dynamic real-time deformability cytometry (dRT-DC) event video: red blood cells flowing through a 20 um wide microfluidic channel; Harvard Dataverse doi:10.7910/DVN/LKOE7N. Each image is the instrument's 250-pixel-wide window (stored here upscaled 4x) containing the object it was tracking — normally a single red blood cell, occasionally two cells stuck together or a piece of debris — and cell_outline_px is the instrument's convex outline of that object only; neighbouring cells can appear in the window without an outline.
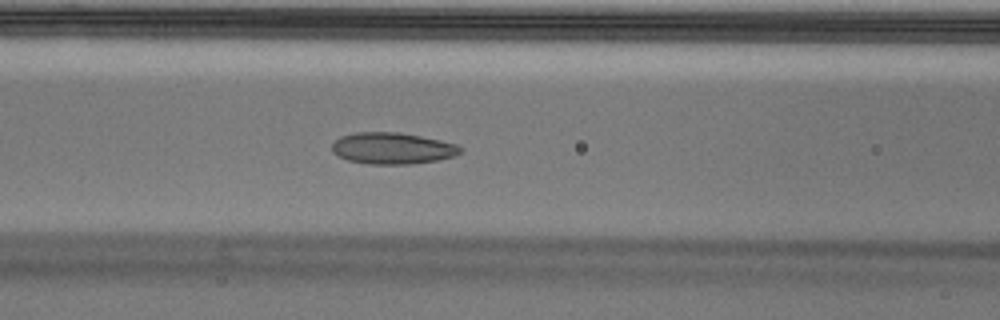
{"species": "Egyptian fruit bat (a non-hibernating species)", "species_latin": "Rousettus aegyptiacus", "temperature_condition": "cold", "stored_images_in_passage": 39, "camera_frame_rate_fps": 3000, "um_per_image_px": 0.085, "animal": {"sex": "male"}, "frame": {"image": 1, "passage_image": 6, "time_ms": 1.667, "image_size_px": [1000, 320], "cell_outline_px": [[464, 148], [456, 156], [436, 160], [408, 164], [368, 164], [348, 160], [332, 152], [332, 144], [340, 136], [356, 132], [400, 132], [440, 140], [456, 144]], "centroid_in_image_um": [33.36, 12.6], "position_along_channel_um": 133.2, "area_um2": 23.52}}
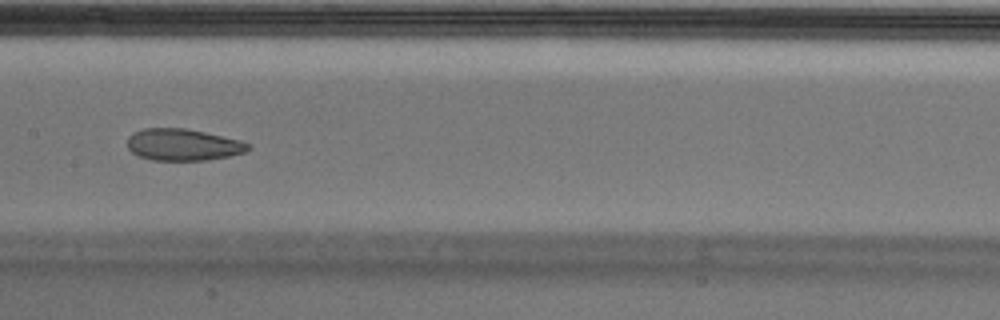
{"frame": {"image": 2, "passage_image": 11, "time_ms": 3.333, "image_size_px": [1000, 320], "cell_outline_px": [[252, 148], [244, 152], [228, 156], [204, 160], [152, 160], [140, 156], [132, 152], [128, 148], [128, 136], [132, 132], [144, 128], [184, 128], [204, 132], [240, 140], [252, 144]], "centroid_in_image_um": [15.56, 12.29], "position_along_channel_um": 191.8, "area_um2": 22.31}}
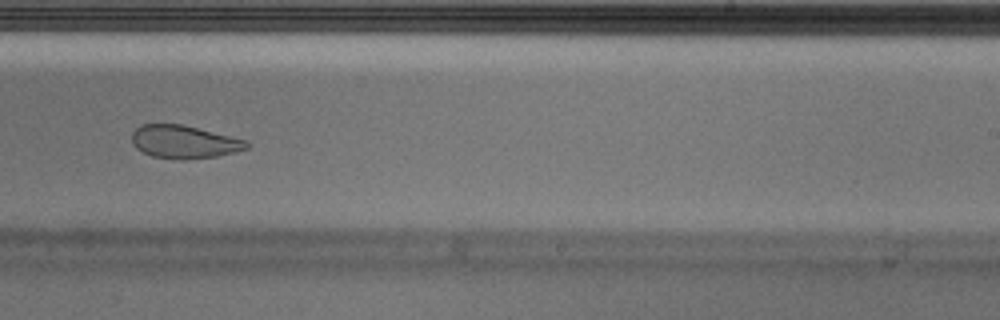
{"frame": {"image": 3, "passage_image": 18, "time_ms": 5.667, "image_size_px": [1000, 320], "cell_outline_px": [[252, 144], [248, 148], [236, 152], [216, 156], [184, 160], [176, 160], [152, 156], [136, 148], [132, 144], [132, 132], [140, 124], [180, 124], [248, 140]], "centroid_in_image_um": [15.66, 12.07], "position_along_channel_um": 273.3, "area_um2": 22.25}}